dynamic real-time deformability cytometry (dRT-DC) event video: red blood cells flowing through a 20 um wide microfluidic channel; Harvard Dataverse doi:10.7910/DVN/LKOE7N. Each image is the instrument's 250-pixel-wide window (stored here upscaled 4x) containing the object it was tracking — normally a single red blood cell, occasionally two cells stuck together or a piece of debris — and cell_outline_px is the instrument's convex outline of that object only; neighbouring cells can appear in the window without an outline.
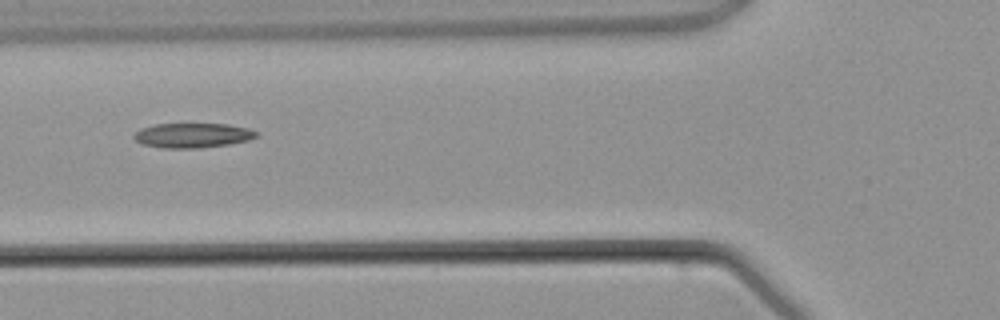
{"species": "common noctule bat (a hibernating species)", "species_latin": "Nyctalus noctula", "temperature_condition": "warm", "stored_images_in_passage": 5, "camera_frame_rate_fps": 3000, "um_per_image_px": 0.085, "animal": {"sex": "male", "body_mass_g": 21.5, "forearm_length_mm": 52.0}, "frame": {"image": 1, "passage_image": 5, "time_ms": 4.667, "image_size_px": [1000, 320], "cell_outline_px": [[260, 132], [256, 136], [248, 140], [228, 144], [200, 148], [160, 148], [144, 144], [136, 140], [132, 136], [140, 128], [156, 124], [228, 124], [248, 128]], "centroid_in_image_um": [16.37, 11.5], "position_along_channel_um": 109.4, "area_um2": 17.57}}